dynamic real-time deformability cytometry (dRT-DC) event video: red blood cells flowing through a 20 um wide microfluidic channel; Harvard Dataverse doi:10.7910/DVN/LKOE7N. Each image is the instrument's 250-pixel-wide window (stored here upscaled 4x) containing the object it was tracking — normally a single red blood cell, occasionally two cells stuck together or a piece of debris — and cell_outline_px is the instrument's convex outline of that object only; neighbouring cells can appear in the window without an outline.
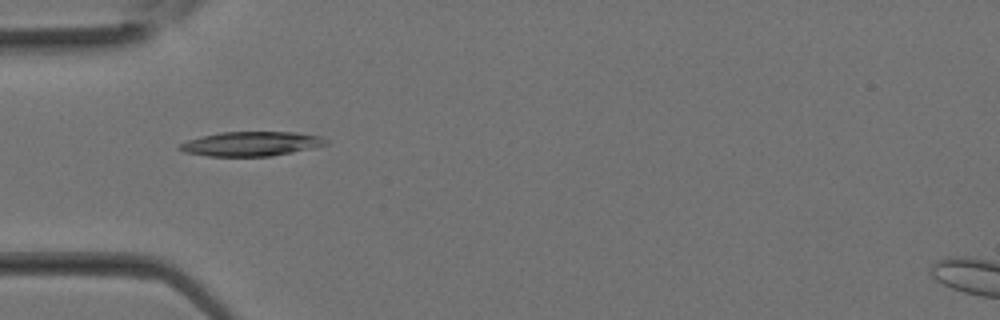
{"species": "Egyptian fruit bat (a non-hibernating species)", "species_latin": "Rousettus aegyptiacus", "temperature_condition": "room temperature", "stored_images_in_passage": 27, "camera_frame_rate_fps": 3000, "um_per_image_px": 0.085, "animal": {"sex": "female"}, "frame": {"image": 1, "passage_image": 6, "time_ms": 1.667, "image_size_px": [1000, 320], "cell_outline_px": [[328, 144], [312, 148], [272, 156], [208, 156], [184, 152], [176, 148], [180, 144], [188, 140], [220, 132], [296, 132], [320, 136], [328, 140]], "centroid_in_image_um": [21.36, 12.22], "position_along_channel_um": 63.6, "area_um2": 20.75}}
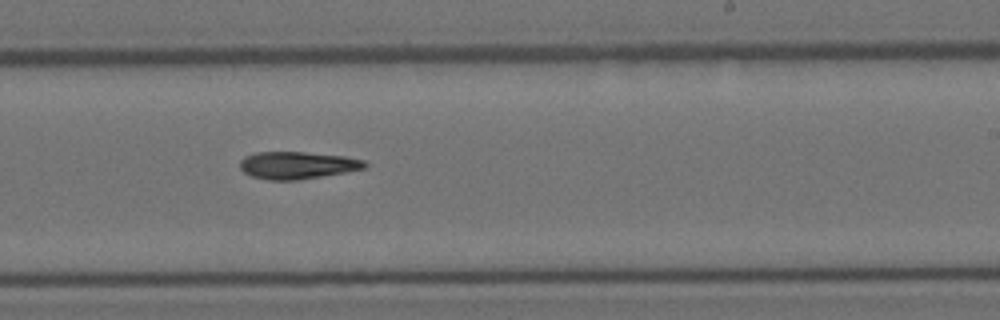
{"frame": {"image": 2, "passage_image": 15, "time_ms": 4.667, "image_size_px": [1000, 320], "cell_outline_px": [[368, 164], [364, 168], [348, 172], [296, 180], [268, 180], [252, 176], [244, 172], [240, 168], [240, 160], [244, 156], [256, 152], [304, 152], [344, 156], [364, 160]], "centroid_in_image_um": [25.26, 14.04], "position_along_channel_um": 263.7, "area_um2": 19.88}}
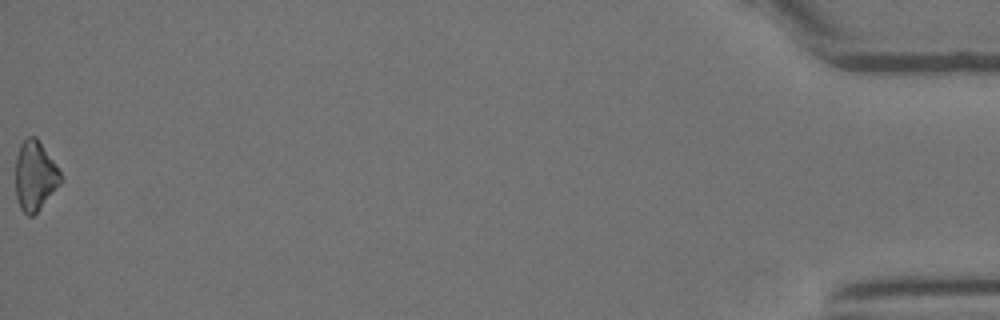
{"frame": {"image": 3, "passage_image": 27, "time_ms": 8.667, "image_size_px": [1000, 320], "cell_outline_px": [[64, 180], [36, 212], [32, 216], [28, 216], [20, 208], [16, 196], [16, 156], [20, 144], [28, 136], [36, 136], [60, 172]], "centroid_in_image_um": [2.97, 14.94], "position_along_channel_um": 432.2, "area_um2": 18.09}}